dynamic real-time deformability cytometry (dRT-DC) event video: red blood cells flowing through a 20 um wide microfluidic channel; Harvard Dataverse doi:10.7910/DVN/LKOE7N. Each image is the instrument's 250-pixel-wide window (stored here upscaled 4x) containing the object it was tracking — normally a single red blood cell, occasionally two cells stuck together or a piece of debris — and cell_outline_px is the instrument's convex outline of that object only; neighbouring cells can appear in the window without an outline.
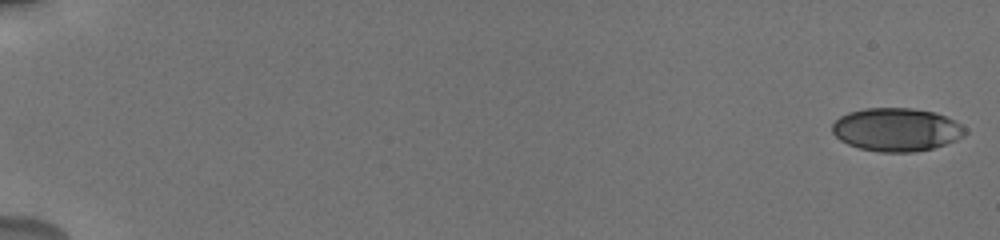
{"species": "human", "species_latin": "Homo sapiens", "temperature_condition": "cold", "stored_images_in_passage": 55, "camera_frame_rate_fps": 3000, "um_per_image_px": 0.085, "donor": {"sex": "male"}, "frame": {"image": 1, "passage_image": 1, "time_ms": 0.0, "image_size_px": [1000, 240], "cell_outline_px": [[968, 132], [964, 136], [944, 144], [932, 148], [912, 152], [880, 152], [860, 148], [848, 144], [840, 140], [832, 132], [832, 124], [840, 116], [848, 112], [864, 108], [912, 108], [936, 112], [960, 124]], "centroid_in_image_um": [76.17, 11.01], "position_along_channel_um": 8.8, "area_um2": 33.35}}
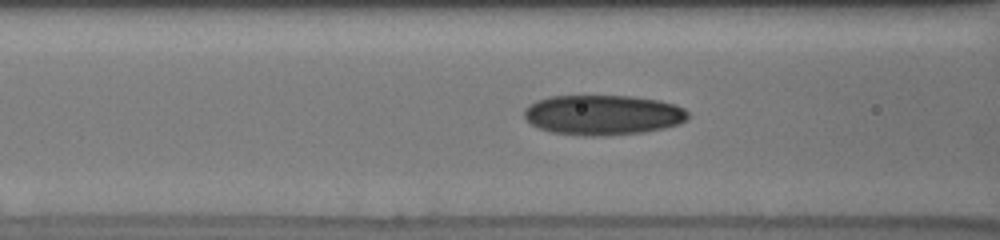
{"frame": {"image": 2, "passage_image": 36, "time_ms": 8.0, "image_size_px": [1000, 240], "cell_outline_px": [[688, 116], [684, 120], [676, 124], [664, 128], [644, 132], [600, 136], [584, 136], [552, 132], [540, 128], [532, 124], [524, 116], [524, 108], [528, 104], [536, 100], [552, 96], [632, 96], [660, 100], [676, 104], [684, 108], [688, 112]], "centroid_in_image_um": [51.24, 9.76], "position_along_channel_um": 115.4, "area_um2": 38.26}}
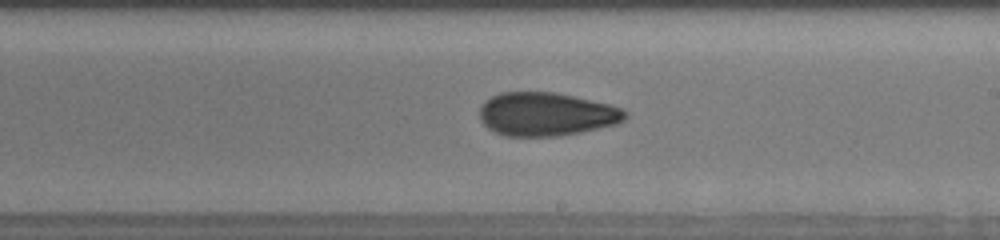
{"frame": {"image": 3, "passage_image": 54, "time_ms": 11.333, "image_size_px": [1000, 240], "cell_outline_px": [[628, 116], [624, 120], [616, 124], [580, 132], [556, 136], [504, 136], [488, 128], [480, 120], [480, 104], [484, 100], [500, 92], [556, 92], [608, 104], [620, 108], [628, 112]], "centroid_in_image_um": [46.41, 9.7], "position_along_channel_um": 242.6, "area_um2": 36.88}}